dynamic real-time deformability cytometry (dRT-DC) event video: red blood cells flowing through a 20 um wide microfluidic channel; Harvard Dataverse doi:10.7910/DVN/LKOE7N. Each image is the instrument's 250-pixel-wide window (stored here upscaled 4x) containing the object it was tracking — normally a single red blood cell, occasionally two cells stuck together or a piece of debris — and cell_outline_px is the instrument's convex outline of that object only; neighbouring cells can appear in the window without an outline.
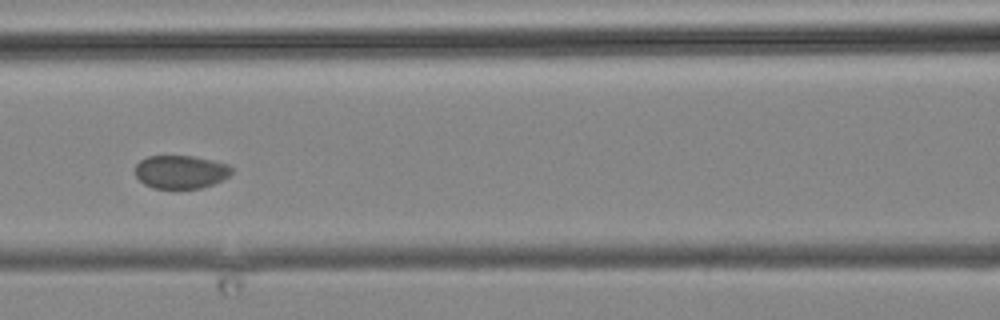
{"species": "common noctule bat (a hibernating species)", "species_latin": "Nyctalus noctula", "temperature_condition": "cold", "stored_images_in_passage": 3, "camera_frame_rate_fps": 3000, "um_per_image_px": 0.085, "animal": {"sex": "male", "body_mass_g": 19.2, "forearm_length_mm": 51.8}, "frame": {"image": 1, "passage_image": 3, "time_ms": 2.333, "image_size_px": [1000, 320], "cell_outline_px": [[232, 172], [228, 176], [212, 184], [200, 188], [152, 188], [144, 184], [136, 176], [136, 164], [140, 160], [148, 156], [192, 156], [212, 160], [228, 164], [232, 168]], "centroid_in_image_um": [15.34, 14.6], "position_along_channel_um": 151.3, "area_um2": 18.55}}